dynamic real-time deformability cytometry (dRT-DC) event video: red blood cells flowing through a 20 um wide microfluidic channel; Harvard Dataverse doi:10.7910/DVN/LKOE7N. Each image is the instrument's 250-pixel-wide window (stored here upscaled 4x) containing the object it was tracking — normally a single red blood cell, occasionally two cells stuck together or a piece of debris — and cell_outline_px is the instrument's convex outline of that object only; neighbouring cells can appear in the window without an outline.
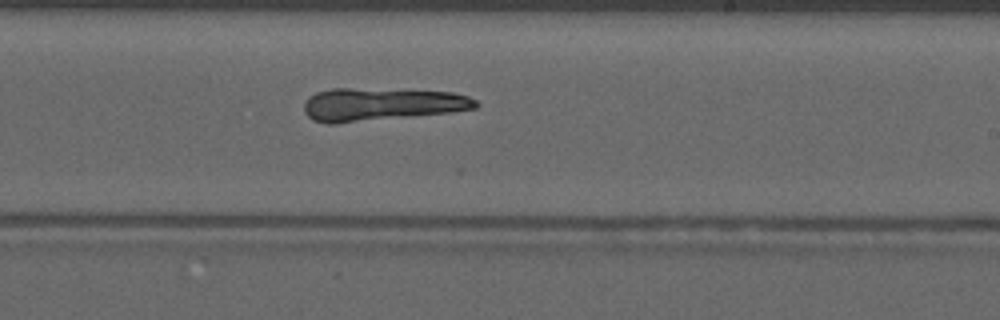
{"species": "common noctule bat (a hibernating species)", "species_latin": "Nyctalus noctula", "temperature_condition": "warm", "stored_images_in_passage": 18, "camera_frame_rate_fps": 3000, "um_per_image_px": 0.085, "animal": {"sex": "male", "forearm_length_mm": 52.5}, "frame": {"image": 1, "passage_image": 9, "time_ms": 2.667, "image_size_px": [1000, 320], "cell_outline_px": [[480, 104], [476, 108], [452, 112], [336, 124], [328, 124], [312, 120], [304, 112], [304, 100], [308, 96], [316, 92], [332, 88], [352, 88], [452, 92], [468, 96], [476, 100]], "centroid_in_image_um": [32.37, 8.87], "position_along_channel_um": 256.6, "area_um2": 33.12}}